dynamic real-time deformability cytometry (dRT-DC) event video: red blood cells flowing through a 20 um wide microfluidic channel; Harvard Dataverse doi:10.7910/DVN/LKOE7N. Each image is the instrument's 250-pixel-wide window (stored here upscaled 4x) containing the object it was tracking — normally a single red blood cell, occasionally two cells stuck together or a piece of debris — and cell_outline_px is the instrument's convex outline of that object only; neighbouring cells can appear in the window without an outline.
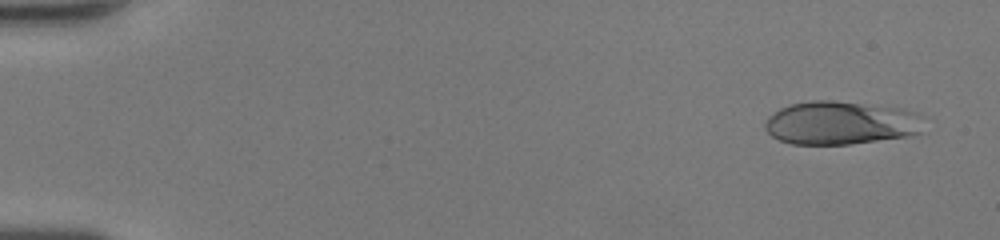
{"species": "human", "species_latin": "Homo sapiens", "temperature_condition": "room temperature", "stored_images_in_passage": 47, "camera_frame_rate_fps": 3000, "um_per_image_px": 0.085, "donor": {"sex": "female"}, "frame": {"image": 1, "passage_image": 1, "time_ms": 0.0, "image_size_px": [1000, 240], "cell_outline_px": [[920, 132], [912, 136], [848, 144], [792, 144], [780, 140], [772, 136], [764, 128], [764, 124], [768, 116], [780, 108], [792, 104], [812, 100], [832, 100], [896, 108], [912, 112], [920, 116]], "centroid_in_image_um": [71.39, 10.46], "position_along_channel_um": 13.6, "area_um2": 39.71}}
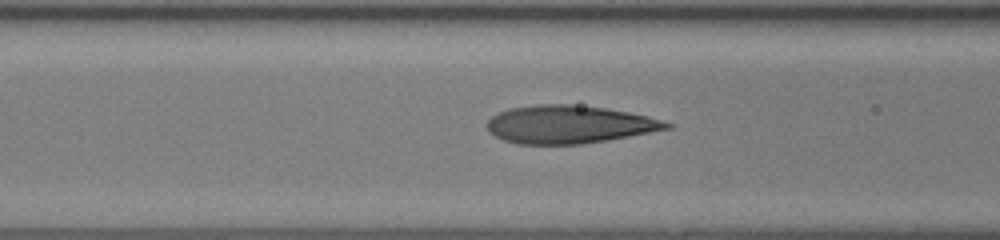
{"frame": {"image": 2, "passage_image": 19, "time_ms": 6.0, "image_size_px": [1000, 240], "cell_outline_px": [[672, 128], [608, 140], [580, 144], [516, 144], [504, 140], [488, 132], [484, 124], [492, 116], [508, 108], [540, 104], [572, 104], [604, 108], [628, 112], [648, 116], [672, 124]], "centroid_in_image_um": [48.33, 10.58], "position_along_channel_um": 118.3, "area_um2": 39.71}}
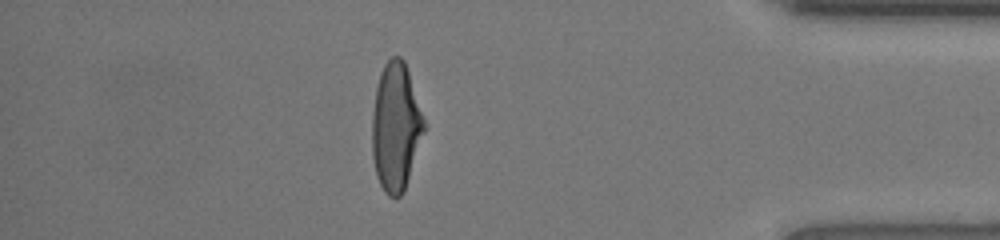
{"frame": {"image": 3, "passage_image": 41, "time_ms": 13.333, "image_size_px": [1000, 240], "cell_outline_px": [[424, 132], [404, 192], [400, 196], [388, 196], [384, 192], [376, 176], [372, 156], [372, 112], [376, 88], [380, 72], [384, 64], [392, 56], [400, 56], [404, 60], [424, 120]], "centroid_in_image_um": [33.61, 10.8], "position_along_channel_um": 401.6, "area_um2": 38.49}, "authors_computed_cell_mechanics": {"area_um2": 38.7838, "velocity_mm_per_s": 4.3189, "shape_relaxation_time_tau1_ms": 4.5354, "shape_relaxation_time_tau2_ms": null, "deformation_change_tau1": 0.2451, "deformation_change_tau2": null}}